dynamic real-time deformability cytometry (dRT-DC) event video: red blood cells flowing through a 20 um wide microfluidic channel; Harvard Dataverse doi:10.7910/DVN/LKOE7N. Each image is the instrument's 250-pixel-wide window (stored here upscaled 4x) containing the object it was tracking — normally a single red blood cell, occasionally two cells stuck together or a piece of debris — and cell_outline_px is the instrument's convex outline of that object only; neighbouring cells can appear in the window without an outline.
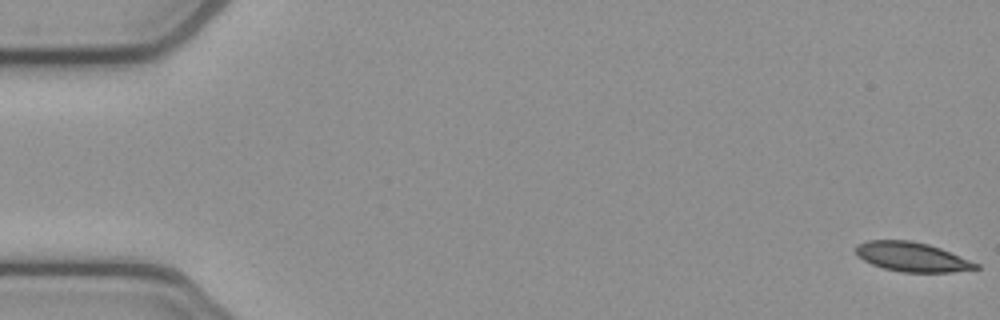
{"species": "common noctule bat (a hibernating species)", "species_latin": "Nyctalus noctula", "temperature_condition": "cold", "stored_images_in_passage": 53, "camera_frame_rate_fps": 3000, "um_per_image_px": 0.085, "animal": {"sex": "female", "body_mass_g": 21.9}, "frame": {"image": 1, "passage_image": 1, "time_ms": 0.0, "image_size_px": [1000, 320], "cell_outline_px": [[980, 268], [952, 272], [900, 272], [884, 268], [872, 264], [856, 256], [856, 244], [868, 240], [908, 240], [928, 244], [940, 248], [980, 264]], "centroid_in_image_um": [77.51, 21.83], "position_along_channel_um": 7.5, "area_um2": 20.52}}
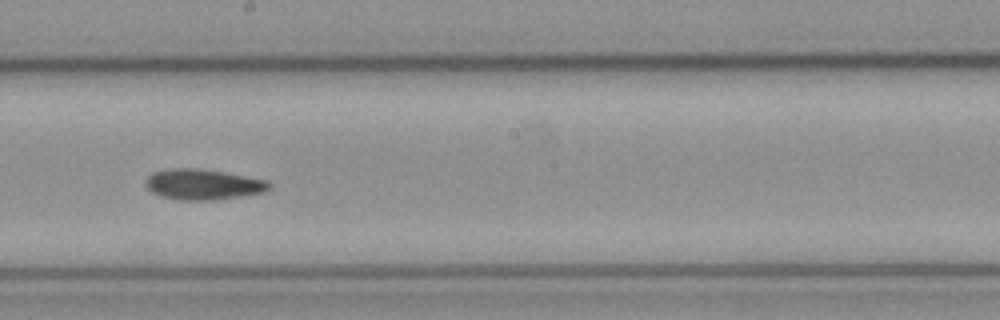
{"frame": {"image": 2, "passage_image": 30, "time_ms": 9.667, "image_size_px": [1000, 320], "cell_outline_px": [[272, 184], [264, 192], [244, 196], [216, 200], [180, 200], [160, 196], [152, 192], [148, 188], [148, 176], [152, 172], [172, 168], [200, 168], [224, 172], [268, 180]], "centroid_in_image_um": [17.3, 15.68], "position_along_channel_um": 230.9, "area_um2": 22.02}}
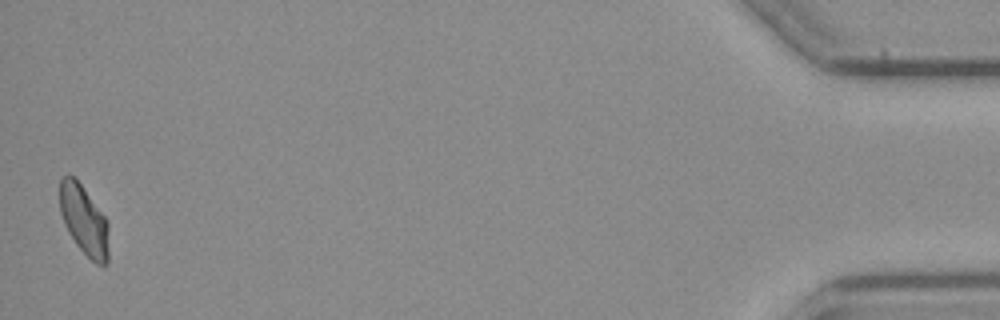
{"frame": {"image": 3, "passage_image": 53, "time_ms": 17.333, "image_size_px": [1000, 320], "cell_outline_px": [[108, 264], [104, 268], [96, 264], [76, 244], [68, 232], [64, 224], [60, 212], [60, 176], [68, 172], [76, 176], [104, 216], [108, 224]], "centroid_in_image_um": [7.13, 18.68], "position_along_channel_um": 428.1, "area_um2": 20.29}, "authors_computed_cell_mechanics": {"area_um2": 21.5016, "velocity_mm_per_s": 3.8471, "shape_relaxation_time_tau1_ms": null, "shape_relaxation_time_tau2_ms": 9.5195, "deformation_change_tau1": null, "deformation_change_tau2": 0.1355}}